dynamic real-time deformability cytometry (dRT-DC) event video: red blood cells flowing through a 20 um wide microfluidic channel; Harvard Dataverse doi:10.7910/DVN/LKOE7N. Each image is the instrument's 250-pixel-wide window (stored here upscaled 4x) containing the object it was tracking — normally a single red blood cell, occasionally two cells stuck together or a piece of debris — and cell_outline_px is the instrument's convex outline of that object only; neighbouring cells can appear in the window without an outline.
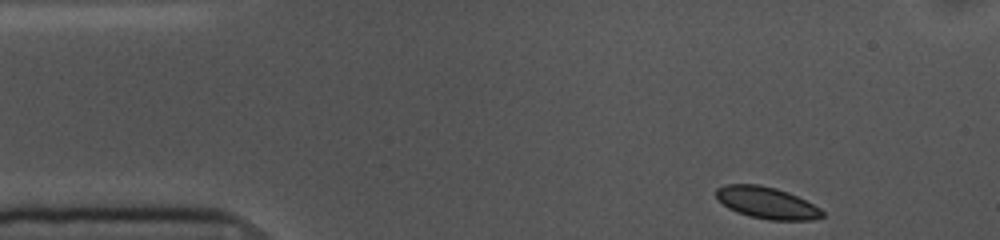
{"species": "common noctule bat (a hibernating species)", "species_latin": "Nyctalus noctula", "temperature_condition": "cold", "stored_images_in_passage": 50, "camera_frame_rate_fps": 3000, "um_per_image_px": 0.085, "animal": {"sex": "female", "body_mass_g": 10.0, "forearm_length_mm": 53.1}, "frame": {"image": 1, "passage_image": 1, "time_ms": 0.0, "image_size_px": [1000, 240], "cell_outline_px": [[824, 216], [812, 220], [768, 220], [736, 212], [728, 208], [716, 196], [716, 188], [724, 184], [760, 184], [776, 188], [788, 192], [820, 208], [824, 212]], "centroid_in_image_um": [65.17, 17.23], "position_along_channel_um": 19.8, "area_um2": 19.54}}
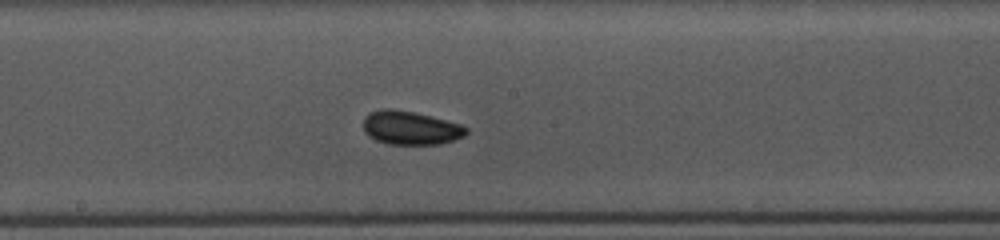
{"frame": {"image": 2, "passage_image": 23, "time_ms": 7.333, "image_size_px": [1000, 240], "cell_outline_px": [[468, 132], [464, 136], [440, 144], [388, 144], [376, 140], [368, 136], [364, 132], [364, 116], [368, 112], [384, 108], [392, 108], [432, 116], [460, 124], [468, 128]], "centroid_in_image_um": [34.87, 10.86], "position_along_channel_um": 213.3, "area_um2": 20.23}}
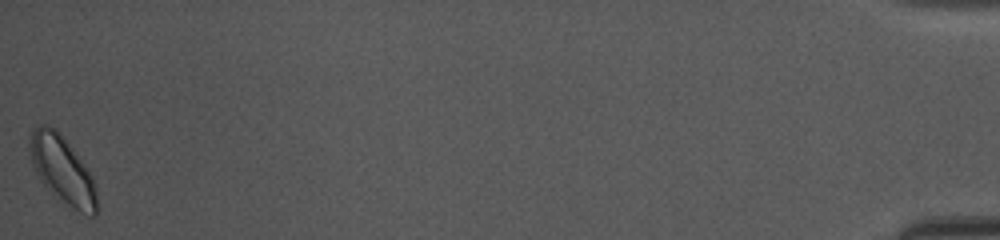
{"frame": {"image": 3, "passage_image": 50, "time_ms": 16.333, "image_size_px": [1000, 240], "cell_outline_px": [[100, 208], [96, 216], [88, 216], [60, 204], [52, 196], [40, 180], [32, 164], [28, 148], [28, 140], [32, 128], [40, 124], [48, 124], [56, 128], [60, 132], [88, 168], [92, 176], [96, 188]], "centroid_in_image_um": [5.32, 14.49], "position_along_channel_um": 429.9, "area_um2": 27.74}, "authors_computed_cell_mechanics": {"area_um2": 19.9699, "velocity_mm_per_s": 3.5509, "shape_relaxation_time_tau1_ms": 1.4912, "shape_relaxation_time_tau2_ms": null, "deformation_change_tau1": 0.0511, "deformation_change_tau2": null}}